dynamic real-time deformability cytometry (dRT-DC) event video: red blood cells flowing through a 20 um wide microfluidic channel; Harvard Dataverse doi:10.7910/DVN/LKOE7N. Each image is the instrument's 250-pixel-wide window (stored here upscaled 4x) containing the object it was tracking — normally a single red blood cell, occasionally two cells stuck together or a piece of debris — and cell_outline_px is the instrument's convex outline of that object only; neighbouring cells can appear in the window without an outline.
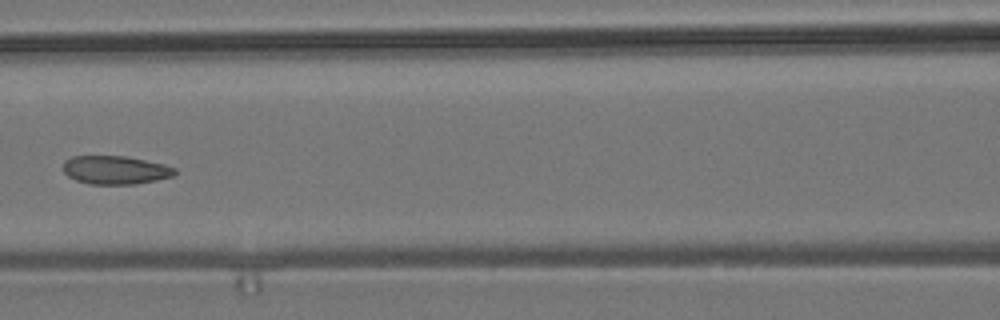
{"species": "common noctule bat (a hibernating species)", "species_latin": "Nyctalus noctula", "temperature_condition": "room temperature", "stored_images_in_passage": 7, "camera_frame_rate_fps": 3000, "um_per_image_px": 0.085, "animal": {"sex": "male", "body_mass_g": 19.2, "forearm_length_mm": 51.8}, "frame": {"image": 1, "passage_image": 6, "time_ms": 7.333, "image_size_px": [1000, 320], "cell_outline_px": [[176, 172], [172, 176], [156, 180], [136, 184], [88, 184], [76, 180], [68, 176], [64, 172], [64, 160], [72, 156], [128, 156], [164, 164], [176, 168]], "centroid_in_image_um": [9.8, 14.44], "position_along_channel_um": 156.8, "area_um2": 18.55}}
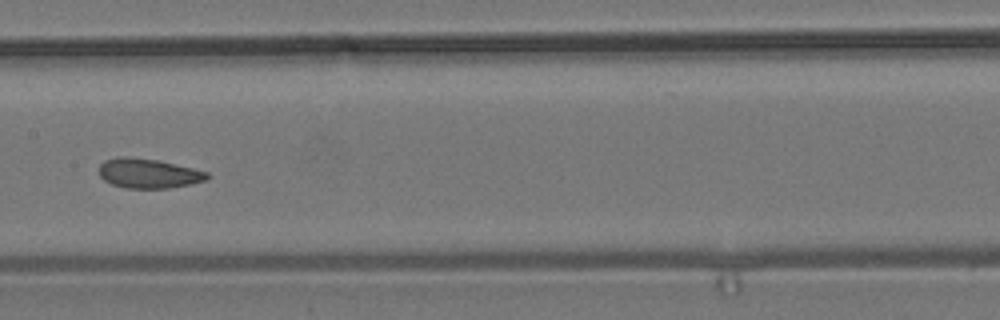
{"frame": {"image": 2, "passage_image": 7, "time_ms": 8.333, "image_size_px": [1000, 320], "cell_outline_px": [[208, 176], [204, 180], [188, 184], [168, 188], [128, 188], [112, 184], [104, 180], [100, 176], [100, 164], [104, 160], [120, 156], [128, 156], [156, 160], [192, 168], [208, 172]], "centroid_in_image_um": [12.56, 14.73], "position_along_channel_um": 194.8, "area_um2": 18.32}}